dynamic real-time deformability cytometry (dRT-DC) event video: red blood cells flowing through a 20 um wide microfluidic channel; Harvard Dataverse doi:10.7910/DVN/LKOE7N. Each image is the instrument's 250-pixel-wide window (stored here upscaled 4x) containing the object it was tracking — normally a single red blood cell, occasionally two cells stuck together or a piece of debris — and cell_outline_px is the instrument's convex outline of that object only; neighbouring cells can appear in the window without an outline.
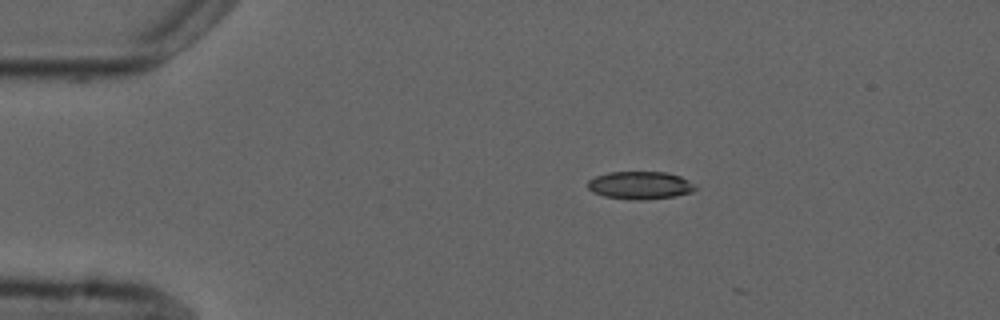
{"species": "common noctule bat (a hibernating species)", "species_latin": "Nyctalus noctula", "temperature_condition": "cold", "stored_images_in_passage": 4, "camera_frame_rate_fps": 3000, "um_per_image_px": 0.085, "animal": {"sex": "male", "forearm_length_mm": 52.5}, "frame": {"image": 1, "passage_image": 2, "time_ms": 1.0, "image_size_px": [1000, 320], "cell_outline_px": [[696, 188], [692, 192], [676, 196], [644, 200], [628, 200], [604, 196], [592, 192], [588, 188], [588, 180], [596, 176], [608, 172], [668, 172], [680, 176], [696, 184]], "centroid_in_image_um": [54.42, 15.75], "position_along_channel_um": 30.6, "area_um2": 17.63}}